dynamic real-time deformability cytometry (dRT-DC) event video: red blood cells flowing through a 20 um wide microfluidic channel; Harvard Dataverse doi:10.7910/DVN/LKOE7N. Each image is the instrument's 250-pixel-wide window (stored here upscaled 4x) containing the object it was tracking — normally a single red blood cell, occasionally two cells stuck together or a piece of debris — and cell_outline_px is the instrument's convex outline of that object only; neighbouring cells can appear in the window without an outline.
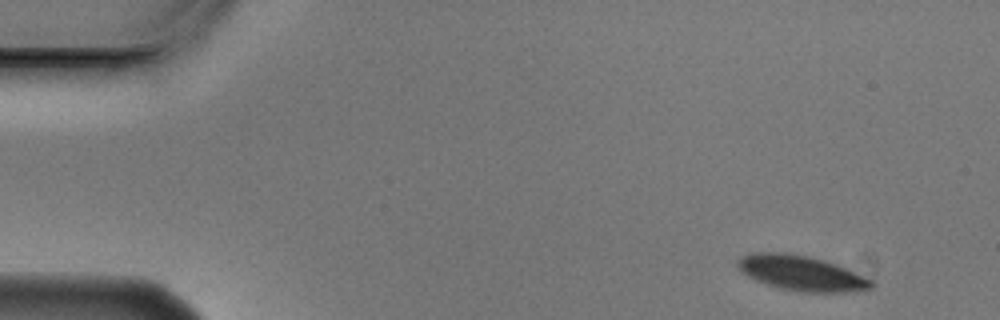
{"species": "Egyptian fruit bat (a non-hibernating species)", "species_latin": "Rousettus aegyptiacus", "temperature_condition": "cold", "stored_images_in_passage": 4, "camera_frame_rate_fps": 3000, "um_per_image_px": 0.085, "animal": {"sex": "male"}, "frame": {"image": 1, "passage_image": 1, "time_ms": 0.0, "image_size_px": [1000, 320], "cell_outline_px": [[876, 284], [872, 288], [856, 292], [800, 292], [780, 288], [756, 280], [740, 272], [736, 268], [736, 260], [744, 256], [756, 252], [784, 252], [808, 256], [824, 260], [836, 264], [872, 280]], "centroid_in_image_um": [68.11, 23.22], "position_along_channel_um": 16.9, "area_um2": 27.4}}
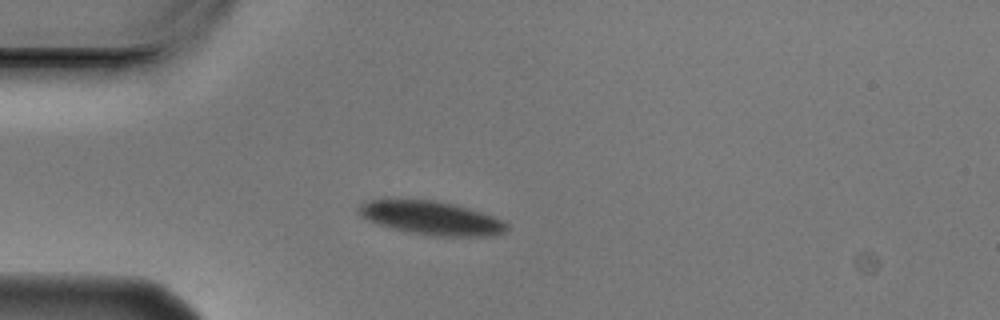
{"frame": {"image": 2, "passage_image": 4, "time_ms": 1.0, "image_size_px": [1000, 320], "cell_outline_px": [[508, 228], [504, 232], [488, 236], [432, 236], [392, 228], [376, 224], [360, 216], [356, 212], [356, 208], [360, 204], [368, 200], [432, 200], [452, 204], [468, 208], [492, 216], [508, 224]], "centroid_in_image_um": [36.61, 18.53], "position_along_channel_um": 48.4, "area_um2": 28.67}}